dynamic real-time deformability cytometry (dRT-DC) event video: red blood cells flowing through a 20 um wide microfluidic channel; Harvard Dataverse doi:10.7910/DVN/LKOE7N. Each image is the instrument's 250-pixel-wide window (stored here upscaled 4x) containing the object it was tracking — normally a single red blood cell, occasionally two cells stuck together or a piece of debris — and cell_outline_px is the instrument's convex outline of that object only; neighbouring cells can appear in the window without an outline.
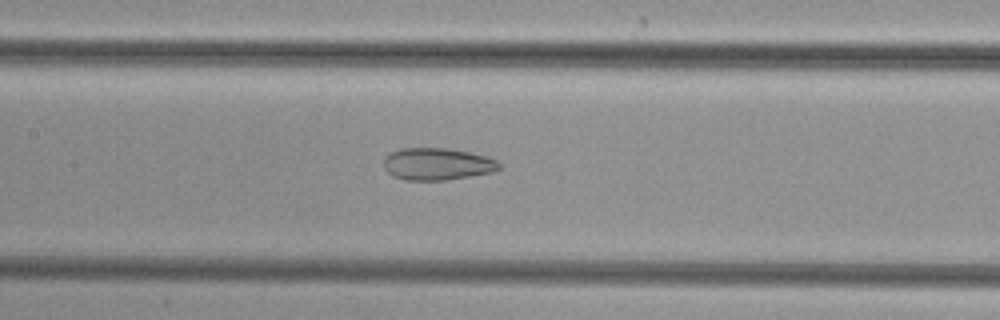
{"species": "common noctule bat (a hibernating species)", "species_latin": "Nyctalus noctula", "temperature_condition": "cold", "stored_images_in_passage": 49, "camera_frame_rate_fps": 3000, "um_per_image_px": 0.085, "animal": {"sex": "female", "body_mass_g": 29.2, "forearm_length_mm": 56.3}, "frame": {"image": 1, "passage_image": 23, "time_ms": 7.333, "image_size_px": [1000, 320], "cell_outline_px": [[500, 168], [492, 172], [448, 180], [408, 180], [392, 176], [384, 168], [384, 156], [400, 148], [448, 148], [488, 156], [496, 160], [500, 164]], "centroid_in_image_um": [37.15, 13.94], "position_along_channel_um": 170.2, "area_um2": 21.68}}
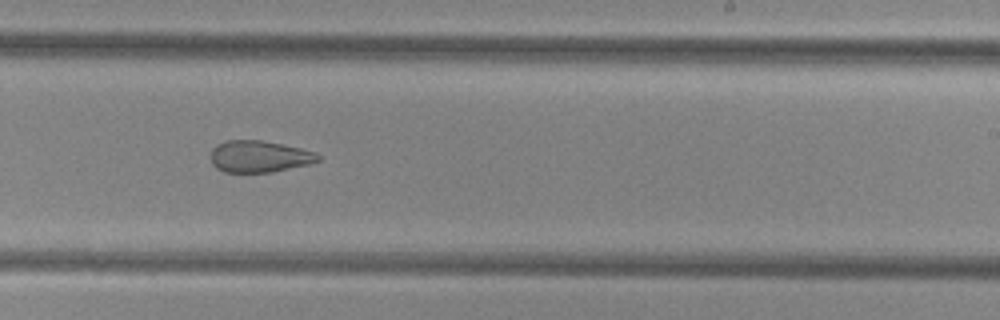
{"frame": {"image": 2, "passage_image": 30, "time_ms": 9.667, "image_size_px": [1000, 320], "cell_outline_px": [[320, 160], [308, 164], [272, 172], [224, 172], [216, 168], [212, 164], [212, 148], [216, 144], [228, 140], [264, 140], [300, 148], [316, 152], [320, 156]], "centroid_in_image_um": [22.03, 13.29], "position_along_channel_um": 267.0, "area_um2": 19.83}}
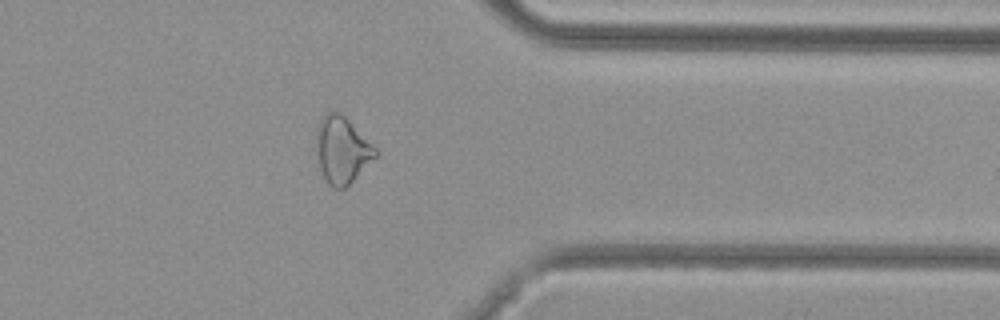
{"frame": {"image": 3, "passage_image": 39, "time_ms": 12.667, "image_size_px": [1000, 320], "cell_outline_px": [[380, 152], [344, 188], [332, 188], [328, 184], [320, 168], [316, 152], [316, 128], [324, 116], [332, 108], [340, 112]], "centroid_in_image_um": [29.04, 12.72], "position_along_channel_um": 382.4, "area_um2": 22.66}}